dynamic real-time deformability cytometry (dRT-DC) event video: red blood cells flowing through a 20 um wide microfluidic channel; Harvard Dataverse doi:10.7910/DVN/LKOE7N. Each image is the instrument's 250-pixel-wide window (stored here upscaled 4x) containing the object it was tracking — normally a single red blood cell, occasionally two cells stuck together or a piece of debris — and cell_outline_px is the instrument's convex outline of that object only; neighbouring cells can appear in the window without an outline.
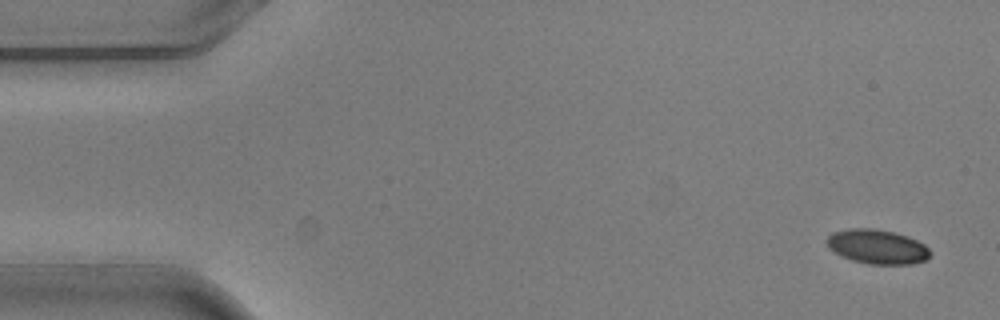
{"species": "common noctule bat (a hibernating species)", "species_latin": "Nyctalus noctula", "temperature_condition": "warm", "stored_images_in_passage": 4, "camera_frame_rate_fps": 3000, "um_per_image_px": 0.085, "animal": {"sex": "male", "body_mass_g": 20.5, "forearm_length_mm": 52.5}, "frame": {"image": 1, "passage_image": 1, "time_ms": 0.0, "image_size_px": [1000, 320], "cell_outline_px": [[932, 252], [924, 260], [912, 264], [868, 264], [852, 260], [840, 256], [828, 248], [824, 240], [832, 232], [852, 228], [872, 228], [892, 232], [908, 236], [924, 244]], "centroid_in_image_um": [74.52, 20.97], "position_along_channel_um": 10.5, "area_um2": 20.81}}
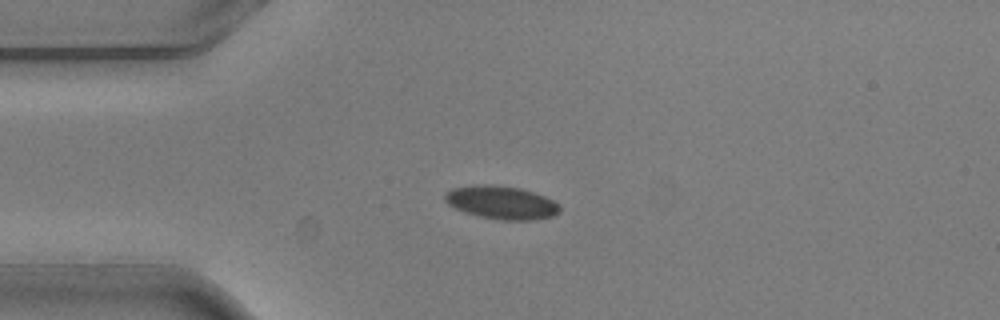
{"frame": {"image": 2, "passage_image": 4, "time_ms": 1.0, "image_size_px": [1000, 320], "cell_outline_px": [[560, 212], [552, 216], [532, 220], [504, 220], [480, 216], [464, 212], [448, 204], [444, 200], [444, 196], [452, 188], [484, 184], [520, 188], [544, 196], [560, 204]], "centroid_in_image_um": [42.64, 17.22], "position_along_channel_um": 42.4, "area_um2": 21.91}}